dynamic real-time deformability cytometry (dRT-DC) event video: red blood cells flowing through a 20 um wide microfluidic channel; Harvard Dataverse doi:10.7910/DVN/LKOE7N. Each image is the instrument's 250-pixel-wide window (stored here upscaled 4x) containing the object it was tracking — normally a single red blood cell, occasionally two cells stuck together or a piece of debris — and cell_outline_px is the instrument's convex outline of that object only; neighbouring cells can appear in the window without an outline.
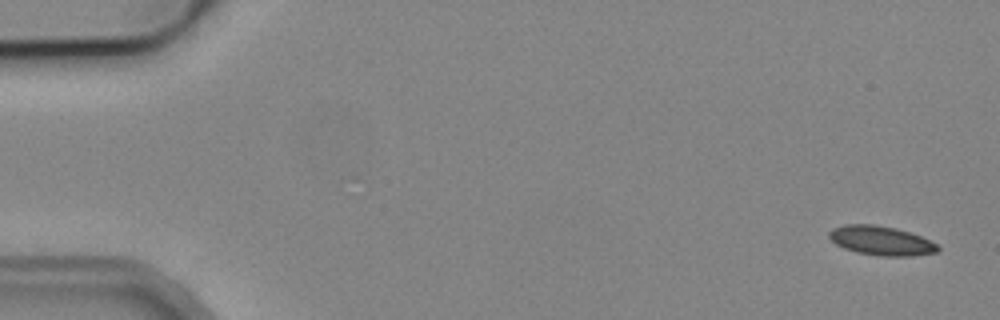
{"species": "common noctule bat (a hibernating species)", "species_latin": "Nyctalus noctula", "temperature_condition": "cold", "stored_images_in_passage": 4, "camera_frame_rate_fps": 3000, "um_per_image_px": 0.085, "animal": {"sex": "male", "body_mass_g": 19.2, "forearm_length_mm": 51.8}, "frame": {"image": 1, "passage_image": 1, "time_ms": 0.0, "image_size_px": [1000, 320], "cell_outline_px": [[940, 248], [936, 252], [912, 256], [884, 256], [856, 252], [844, 248], [836, 244], [828, 236], [828, 232], [832, 228], [844, 224], [872, 224], [896, 228], [920, 236], [936, 244]], "centroid_in_image_um": [74.85, 20.45], "position_along_channel_um": 10.1, "area_um2": 18.38}}
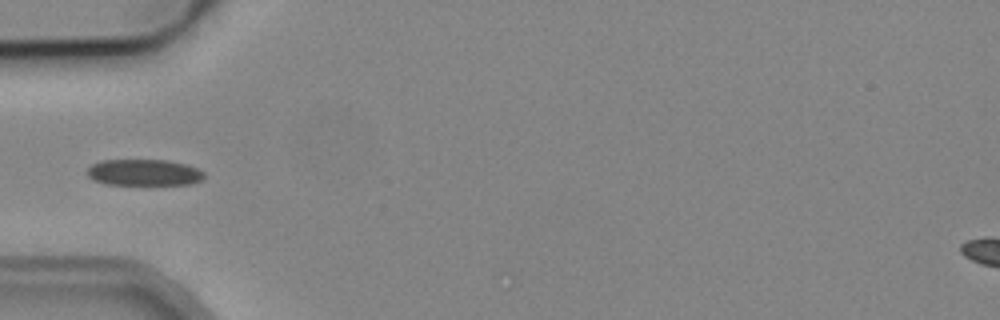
{"frame": {"image": 2, "passage_image": 4, "time_ms": 5.333, "image_size_px": [1000, 320], "cell_outline_px": [[204, 176], [200, 180], [188, 184], [108, 184], [96, 180], [88, 176], [88, 168], [92, 164], [100, 160], [164, 160], [184, 164], [196, 168], [204, 172]], "centroid_in_image_um": [12.22, 14.65], "position_along_channel_um": 72.8, "area_um2": 17.57}}